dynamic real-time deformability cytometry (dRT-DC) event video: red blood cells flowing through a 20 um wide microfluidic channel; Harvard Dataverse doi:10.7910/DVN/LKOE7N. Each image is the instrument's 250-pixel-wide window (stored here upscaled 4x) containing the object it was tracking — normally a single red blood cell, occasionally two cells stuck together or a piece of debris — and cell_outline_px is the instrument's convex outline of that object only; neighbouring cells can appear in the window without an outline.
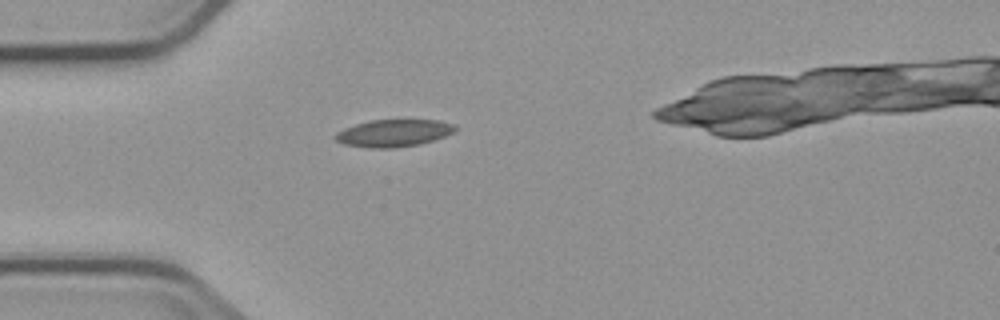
{"species": "common noctule bat (a hibernating species)", "species_latin": "Nyctalus noctula", "temperature_condition": "cold", "stored_images_in_passage": 2, "camera_frame_rate_fps": 3000, "um_per_image_px": 0.085, "animal": {"sex": "male", "body_mass_g": 23.1, "forearm_length_mm": 52.7}, "frame": {"image": 1, "passage_image": 1, "time_ms": 0.0, "image_size_px": [1000, 320], "cell_outline_px": [[456, 128], [452, 132], [444, 136], [420, 144], [392, 148], [372, 148], [344, 144], [336, 140], [336, 136], [344, 128], [356, 124], [372, 120], [440, 120], [452, 124]], "centroid_in_image_um": [33.47, 11.31], "position_along_channel_um": 51.5, "area_um2": 18.61}}